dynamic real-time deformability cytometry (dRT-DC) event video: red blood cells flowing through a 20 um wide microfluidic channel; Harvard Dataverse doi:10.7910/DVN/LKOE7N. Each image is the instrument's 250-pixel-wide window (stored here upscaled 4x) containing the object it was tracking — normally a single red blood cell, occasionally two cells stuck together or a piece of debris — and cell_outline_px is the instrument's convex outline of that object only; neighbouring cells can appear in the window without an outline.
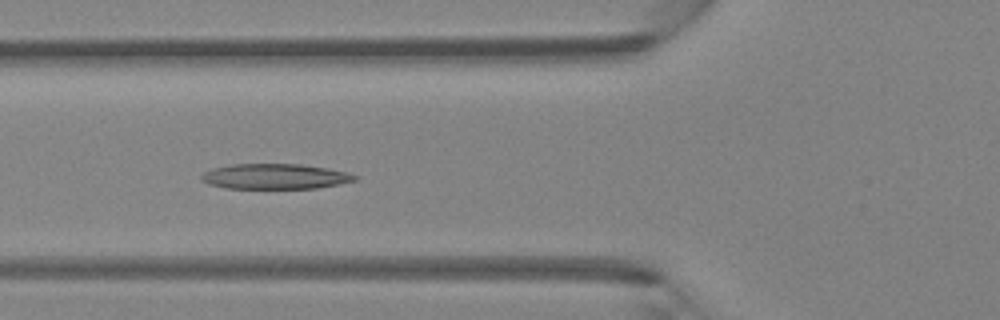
{"species": "Egyptian fruit bat (a non-hibernating species)", "species_latin": "Rousettus aegyptiacus", "temperature_condition": "room temperature", "stored_images_in_passage": 5, "camera_frame_rate_fps": 3000, "um_per_image_px": 0.085, "animal": {"sex": "female"}, "frame": {"image": 1, "passage_image": 4, "time_ms": 3.333, "image_size_px": [1000, 320], "cell_outline_px": [[360, 176], [356, 180], [316, 188], [224, 188], [208, 184], [200, 180], [200, 176], [204, 172], [212, 168], [228, 164], [300, 164], [348, 172]], "centroid_in_image_um": [23.32, 14.99], "position_along_channel_um": 102.5, "area_um2": 22.6}}
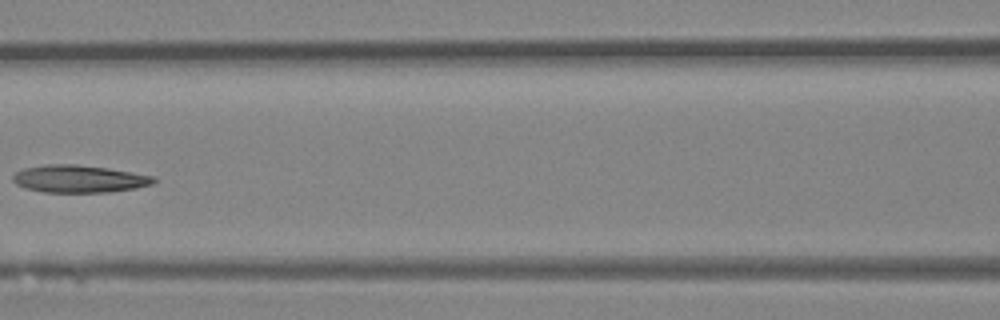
{"frame": {"image": 2, "passage_image": 5, "time_ms": 4.667, "image_size_px": [1000, 320], "cell_outline_px": [[156, 180], [152, 184], [136, 188], [108, 192], [44, 192], [24, 188], [16, 184], [12, 180], [12, 176], [16, 172], [24, 168], [48, 164], [76, 164], [108, 168], [156, 176]], "centroid_in_image_um": [6.72, 15.2], "position_along_channel_um": 159.9, "area_um2": 22.6}}